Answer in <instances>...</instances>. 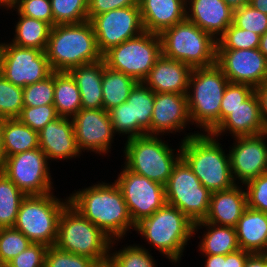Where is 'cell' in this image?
Listing matches in <instances>:
<instances>
[{"instance_id":"1","label":"cell","mask_w":267,"mask_h":267,"mask_svg":"<svg viewBox=\"0 0 267 267\" xmlns=\"http://www.w3.org/2000/svg\"><path fill=\"white\" fill-rule=\"evenodd\" d=\"M69 204L112 240L135 230L123 194L115 182H100L69 194Z\"/></svg>"},{"instance_id":"2","label":"cell","mask_w":267,"mask_h":267,"mask_svg":"<svg viewBox=\"0 0 267 267\" xmlns=\"http://www.w3.org/2000/svg\"><path fill=\"white\" fill-rule=\"evenodd\" d=\"M227 151L211 133H198L181 141V158L210 192L236 185Z\"/></svg>"},{"instance_id":"3","label":"cell","mask_w":267,"mask_h":267,"mask_svg":"<svg viewBox=\"0 0 267 267\" xmlns=\"http://www.w3.org/2000/svg\"><path fill=\"white\" fill-rule=\"evenodd\" d=\"M193 226L194 223L177 207L166 203L137 223L134 231L175 266L180 264L188 241L193 238Z\"/></svg>"},{"instance_id":"4","label":"cell","mask_w":267,"mask_h":267,"mask_svg":"<svg viewBox=\"0 0 267 267\" xmlns=\"http://www.w3.org/2000/svg\"><path fill=\"white\" fill-rule=\"evenodd\" d=\"M45 52L52 71L56 72H69L74 67L102 59L89 20L53 26Z\"/></svg>"},{"instance_id":"5","label":"cell","mask_w":267,"mask_h":267,"mask_svg":"<svg viewBox=\"0 0 267 267\" xmlns=\"http://www.w3.org/2000/svg\"><path fill=\"white\" fill-rule=\"evenodd\" d=\"M228 83L216 63L192 69L187 103L191 123L200 129V133H211L220 124L221 101Z\"/></svg>"},{"instance_id":"6","label":"cell","mask_w":267,"mask_h":267,"mask_svg":"<svg viewBox=\"0 0 267 267\" xmlns=\"http://www.w3.org/2000/svg\"><path fill=\"white\" fill-rule=\"evenodd\" d=\"M170 145L162 136L157 135L125 140L122 148L125 159L123 165L130 171L165 186L174 165L181 158V141L177 149Z\"/></svg>"},{"instance_id":"7","label":"cell","mask_w":267,"mask_h":267,"mask_svg":"<svg viewBox=\"0 0 267 267\" xmlns=\"http://www.w3.org/2000/svg\"><path fill=\"white\" fill-rule=\"evenodd\" d=\"M160 38L166 58L181 61L192 69L216 63L217 41L187 19L165 29Z\"/></svg>"},{"instance_id":"8","label":"cell","mask_w":267,"mask_h":267,"mask_svg":"<svg viewBox=\"0 0 267 267\" xmlns=\"http://www.w3.org/2000/svg\"><path fill=\"white\" fill-rule=\"evenodd\" d=\"M54 195V192L29 195L20 204L14 228L21 231L32 243L47 247L56 243L59 217L69 203V198L68 195L63 199Z\"/></svg>"},{"instance_id":"9","label":"cell","mask_w":267,"mask_h":267,"mask_svg":"<svg viewBox=\"0 0 267 267\" xmlns=\"http://www.w3.org/2000/svg\"><path fill=\"white\" fill-rule=\"evenodd\" d=\"M112 239L69 203L62 210L55 246L63 251L101 260L109 256Z\"/></svg>"},{"instance_id":"10","label":"cell","mask_w":267,"mask_h":267,"mask_svg":"<svg viewBox=\"0 0 267 267\" xmlns=\"http://www.w3.org/2000/svg\"><path fill=\"white\" fill-rule=\"evenodd\" d=\"M162 56L159 34L143 32L110 48L102 55L105 66L143 82L156 61Z\"/></svg>"},{"instance_id":"11","label":"cell","mask_w":267,"mask_h":267,"mask_svg":"<svg viewBox=\"0 0 267 267\" xmlns=\"http://www.w3.org/2000/svg\"><path fill=\"white\" fill-rule=\"evenodd\" d=\"M211 193L182 158L174 165L165 184L166 203L177 207L194 224L205 219Z\"/></svg>"},{"instance_id":"12","label":"cell","mask_w":267,"mask_h":267,"mask_svg":"<svg viewBox=\"0 0 267 267\" xmlns=\"http://www.w3.org/2000/svg\"><path fill=\"white\" fill-rule=\"evenodd\" d=\"M50 162L40 148L5 158L2 172L26 195L54 192Z\"/></svg>"},{"instance_id":"13","label":"cell","mask_w":267,"mask_h":267,"mask_svg":"<svg viewBox=\"0 0 267 267\" xmlns=\"http://www.w3.org/2000/svg\"><path fill=\"white\" fill-rule=\"evenodd\" d=\"M8 42H0V73L9 82L24 88L53 72L45 51Z\"/></svg>"},{"instance_id":"14","label":"cell","mask_w":267,"mask_h":267,"mask_svg":"<svg viewBox=\"0 0 267 267\" xmlns=\"http://www.w3.org/2000/svg\"><path fill=\"white\" fill-rule=\"evenodd\" d=\"M153 109L154 91L143 82H137L127 101L108 111L115 134L127 140L151 135Z\"/></svg>"},{"instance_id":"15","label":"cell","mask_w":267,"mask_h":267,"mask_svg":"<svg viewBox=\"0 0 267 267\" xmlns=\"http://www.w3.org/2000/svg\"><path fill=\"white\" fill-rule=\"evenodd\" d=\"M114 182L120 188L134 225L166 204L165 186L136 174L123 164Z\"/></svg>"},{"instance_id":"16","label":"cell","mask_w":267,"mask_h":267,"mask_svg":"<svg viewBox=\"0 0 267 267\" xmlns=\"http://www.w3.org/2000/svg\"><path fill=\"white\" fill-rule=\"evenodd\" d=\"M100 53L144 32L140 6H128L96 15L90 20Z\"/></svg>"},{"instance_id":"17","label":"cell","mask_w":267,"mask_h":267,"mask_svg":"<svg viewBox=\"0 0 267 267\" xmlns=\"http://www.w3.org/2000/svg\"><path fill=\"white\" fill-rule=\"evenodd\" d=\"M77 146L81 153H111L114 137L110 115L104 109H80L72 118Z\"/></svg>"},{"instance_id":"18","label":"cell","mask_w":267,"mask_h":267,"mask_svg":"<svg viewBox=\"0 0 267 267\" xmlns=\"http://www.w3.org/2000/svg\"><path fill=\"white\" fill-rule=\"evenodd\" d=\"M266 140L267 132L233 139L228 153L232 177L236 184L244 185L267 172Z\"/></svg>"},{"instance_id":"19","label":"cell","mask_w":267,"mask_h":267,"mask_svg":"<svg viewBox=\"0 0 267 267\" xmlns=\"http://www.w3.org/2000/svg\"><path fill=\"white\" fill-rule=\"evenodd\" d=\"M216 64L230 83L257 87L267 80V58L254 49H217Z\"/></svg>"},{"instance_id":"20","label":"cell","mask_w":267,"mask_h":267,"mask_svg":"<svg viewBox=\"0 0 267 267\" xmlns=\"http://www.w3.org/2000/svg\"><path fill=\"white\" fill-rule=\"evenodd\" d=\"M192 126L187 103V95L178 93H155L154 109L151 117V135L163 136L184 133L185 140L200 133L198 130L187 133ZM186 130V131H185ZM186 132V133H185Z\"/></svg>"},{"instance_id":"21","label":"cell","mask_w":267,"mask_h":267,"mask_svg":"<svg viewBox=\"0 0 267 267\" xmlns=\"http://www.w3.org/2000/svg\"><path fill=\"white\" fill-rule=\"evenodd\" d=\"M38 138L39 148L50 163L61 160L68 162L67 160H75L83 156L77 146L71 118L59 116L49 122L38 132Z\"/></svg>"},{"instance_id":"22","label":"cell","mask_w":267,"mask_h":267,"mask_svg":"<svg viewBox=\"0 0 267 267\" xmlns=\"http://www.w3.org/2000/svg\"><path fill=\"white\" fill-rule=\"evenodd\" d=\"M234 11L224 0H186V19L216 41L233 23Z\"/></svg>"},{"instance_id":"23","label":"cell","mask_w":267,"mask_h":267,"mask_svg":"<svg viewBox=\"0 0 267 267\" xmlns=\"http://www.w3.org/2000/svg\"><path fill=\"white\" fill-rule=\"evenodd\" d=\"M260 104L254 92L247 100L238 107L231 110V113L211 132L216 137L231 135V138L252 136L264 133ZM228 134V135H227Z\"/></svg>"},{"instance_id":"24","label":"cell","mask_w":267,"mask_h":267,"mask_svg":"<svg viewBox=\"0 0 267 267\" xmlns=\"http://www.w3.org/2000/svg\"><path fill=\"white\" fill-rule=\"evenodd\" d=\"M192 68L163 55L156 61L143 83L155 93L187 95Z\"/></svg>"},{"instance_id":"25","label":"cell","mask_w":267,"mask_h":267,"mask_svg":"<svg viewBox=\"0 0 267 267\" xmlns=\"http://www.w3.org/2000/svg\"><path fill=\"white\" fill-rule=\"evenodd\" d=\"M244 185L236 184L230 189L211 193L208 213L203 221L235 227L247 208Z\"/></svg>"},{"instance_id":"26","label":"cell","mask_w":267,"mask_h":267,"mask_svg":"<svg viewBox=\"0 0 267 267\" xmlns=\"http://www.w3.org/2000/svg\"><path fill=\"white\" fill-rule=\"evenodd\" d=\"M145 32L161 34L186 19V0H139Z\"/></svg>"},{"instance_id":"27","label":"cell","mask_w":267,"mask_h":267,"mask_svg":"<svg viewBox=\"0 0 267 267\" xmlns=\"http://www.w3.org/2000/svg\"><path fill=\"white\" fill-rule=\"evenodd\" d=\"M200 229L204 231L202 237L198 236L201 240L197 247L201 255H226L240 249L235 227L197 222L193 226L194 237Z\"/></svg>"},{"instance_id":"28","label":"cell","mask_w":267,"mask_h":267,"mask_svg":"<svg viewBox=\"0 0 267 267\" xmlns=\"http://www.w3.org/2000/svg\"><path fill=\"white\" fill-rule=\"evenodd\" d=\"M103 59L72 68L69 73L76 81L81 95L82 109H103Z\"/></svg>"},{"instance_id":"29","label":"cell","mask_w":267,"mask_h":267,"mask_svg":"<svg viewBox=\"0 0 267 267\" xmlns=\"http://www.w3.org/2000/svg\"><path fill=\"white\" fill-rule=\"evenodd\" d=\"M235 230L240 249L261 253L267 243V213L247 207Z\"/></svg>"},{"instance_id":"30","label":"cell","mask_w":267,"mask_h":267,"mask_svg":"<svg viewBox=\"0 0 267 267\" xmlns=\"http://www.w3.org/2000/svg\"><path fill=\"white\" fill-rule=\"evenodd\" d=\"M2 140L5 158L39 148L38 131L31 129L18 118L2 119Z\"/></svg>"},{"instance_id":"31","label":"cell","mask_w":267,"mask_h":267,"mask_svg":"<svg viewBox=\"0 0 267 267\" xmlns=\"http://www.w3.org/2000/svg\"><path fill=\"white\" fill-rule=\"evenodd\" d=\"M15 13L18 20L15 21L14 38L9 39L10 43L45 51L52 27L44 21L21 15L17 11Z\"/></svg>"},{"instance_id":"32","label":"cell","mask_w":267,"mask_h":267,"mask_svg":"<svg viewBox=\"0 0 267 267\" xmlns=\"http://www.w3.org/2000/svg\"><path fill=\"white\" fill-rule=\"evenodd\" d=\"M57 114L72 118L82 108L76 81L69 72L54 71V102Z\"/></svg>"},{"instance_id":"33","label":"cell","mask_w":267,"mask_h":267,"mask_svg":"<svg viewBox=\"0 0 267 267\" xmlns=\"http://www.w3.org/2000/svg\"><path fill=\"white\" fill-rule=\"evenodd\" d=\"M136 83L132 77L105 66L102 74L103 109L109 111L126 102Z\"/></svg>"},{"instance_id":"34","label":"cell","mask_w":267,"mask_h":267,"mask_svg":"<svg viewBox=\"0 0 267 267\" xmlns=\"http://www.w3.org/2000/svg\"><path fill=\"white\" fill-rule=\"evenodd\" d=\"M121 239L112 240L110 245L109 256L113 260L116 267H157L156 259L151 254V250L145 248V244L137 243L124 244L123 248H115ZM116 243V244H115ZM116 249V250H115ZM156 262V263H155Z\"/></svg>"},{"instance_id":"35","label":"cell","mask_w":267,"mask_h":267,"mask_svg":"<svg viewBox=\"0 0 267 267\" xmlns=\"http://www.w3.org/2000/svg\"><path fill=\"white\" fill-rule=\"evenodd\" d=\"M26 195L0 171V228L14 227Z\"/></svg>"},{"instance_id":"36","label":"cell","mask_w":267,"mask_h":267,"mask_svg":"<svg viewBox=\"0 0 267 267\" xmlns=\"http://www.w3.org/2000/svg\"><path fill=\"white\" fill-rule=\"evenodd\" d=\"M54 26L88 20V0H50Z\"/></svg>"},{"instance_id":"37","label":"cell","mask_w":267,"mask_h":267,"mask_svg":"<svg viewBox=\"0 0 267 267\" xmlns=\"http://www.w3.org/2000/svg\"><path fill=\"white\" fill-rule=\"evenodd\" d=\"M23 107V88L0 73V120L18 118Z\"/></svg>"},{"instance_id":"38","label":"cell","mask_w":267,"mask_h":267,"mask_svg":"<svg viewBox=\"0 0 267 267\" xmlns=\"http://www.w3.org/2000/svg\"><path fill=\"white\" fill-rule=\"evenodd\" d=\"M31 241L14 227L0 228V266L4 267L31 245Z\"/></svg>"},{"instance_id":"39","label":"cell","mask_w":267,"mask_h":267,"mask_svg":"<svg viewBox=\"0 0 267 267\" xmlns=\"http://www.w3.org/2000/svg\"><path fill=\"white\" fill-rule=\"evenodd\" d=\"M260 37V35L250 30L239 29L232 23L217 40V49L259 48Z\"/></svg>"},{"instance_id":"40","label":"cell","mask_w":267,"mask_h":267,"mask_svg":"<svg viewBox=\"0 0 267 267\" xmlns=\"http://www.w3.org/2000/svg\"><path fill=\"white\" fill-rule=\"evenodd\" d=\"M54 102V71L44 80L23 88V106L39 107Z\"/></svg>"},{"instance_id":"41","label":"cell","mask_w":267,"mask_h":267,"mask_svg":"<svg viewBox=\"0 0 267 267\" xmlns=\"http://www.w3.org/2000/svg\"><path fill=\"white\" fill-rule=\"evenodd\" d=\"M233 24L239 29L262 36L267 31V14L254 9L250 4L244 5L234 10Z\"/></svg>"},{"instance_id":"42","label":"cell","mask_w":267,"mask_h":267,"mask_svg":"<svg viewBox=\"0 0 267 267\" xmlns=\"http://www.w3.org/2000/svg\"><path fill=\"white\" fill-rule=\"evenodd\" d=\"M254 92L255 88L251 85L229 82L221 101L220 123L231 113V110L247 100Z\"/></svg>"},{"instance_id":"43","label":"cell","mask_w":267,"mask_h":267,"mask_svg":"<svg viewBox=\"0 0 267 267\" xmlns=\"http://www.w3.org/2000/svg\"><path fill=\"white\" fill-rule=\"evenodd\" d=\"M58 117L55 106L50 104L39 107H23L18 119L39 132L46 124Z\"/></svg>"},{"instance_id":"44","label":"cell","mask_w":267,"mask_h":267,"mask_svg":"<svg viewBox=\"0 0 267 267\" xmlns=\"http://www.w3.org/2000/svg\"><path fill=\"white\" fill-rule=\"evenodd\" d=\"M8 10L17 11L21 15L44 21L51 27L54 26L50 0H20L13 7L6 9Z\"/></svg>"},{"instance_id":"45","label":"cell","mask_w":267,"mask_h":267,"mask_svg":"<svg viewBox=\"0 0 267 267\" xmlns=\"http://www.w3.org/2000/svg\"><path fill=\"white\" fill-rule=\"evenodd\" d=\"M93 262V259L60 250L54 245L47 248L44 267H90Z\"/></svg>"},{"instance_id":"46","label":"cell","mask_w":267,"mask_h":267,"mask_svg":"<svg viewBox=\"0 0 267 267\" xmlns=\"http://www.w3.org/2000/svg\"><path fill=\"white\" fill-rule=\"evenodd\" d=\"M247 207L267 213V172L244 184Z\"/></svg>"},{"instance_id":"47","label":"cell","mask_w":267,"mask_h":267,"mask_svg":"<svg viewBox=\"0 0 267 267\" xmlns=\"http://www.w3.org/2000/svg\"><path fill=\"white\" fill-rule=\"evenodd\" d=\"M47 246L40 243H31L30 246L4 267H44Z\"/></svg>"},{"instance_id":"48","label":"cell","mask_w":267,"mask_h":267,"mask_svg":"<svg viewBox=\"0 0 267 267\" xmlns=\"http://www.w3.org/2000/svg\"><path fill=\"white\" fill-rule=\"evenodd\" d=\"M139 5V0H88V20L114 9Z\"/></svg>"},{"instance_id":"49","label":"cell","mask_w":267,"mask_h":267,"mask_svg":"<svg viewBox=\"0 0 267 267\" xmlns=\"http://www.w3.org/2000/svg\"><path fill=\"white\" fill-rule=\"evenodd\" d=\"M255 93L260 104V113L265 131L267 132V80L255 87Z\"/></svg>"},{"instance_id":"50","label":"cell","mask_w":267,"mask_h":267,"mask_svg":"<svg viewBox=\"0 0 267 267\" xmlns=\"http://www.w3.org/2000/svg\"><path fill=\"white\" fill-rule=\"evenodd\" d=\"M250 254L242 249L226 254V267H244Z\"/></svg>"},{"instance_id":"51","label":"cell","mask_w":267,"mask_h":267,"mask_svg":"<svg viewBox=\"0 0 267 267\" xmlns=\"http://www.w3.org/2000/svg\"><path fill=\"white\" fill-rule=\"evenodd\" d=\"M204 256L205 262L204 267H226V255H202Z\"/></svg>"},{"instance_id":"52","label":"cell","mask_w":267,"mask_h":267,"mask_svg":"<svg viewBox=\"0 0 267 267\" xmlns=\"http://www.w3.org/2000/svg\"><path fill=\"white\" fill-rule=\"evenodd\" d=\"M244 267H267V260L260 253L250 254Z\"/></svg>"},{"instance_id":"53","label":"cell","mask_w":267,"mask_h":267,"mask_svg":"<svg viewBox=\"0 0 267 267\" xmlns=\"http://www.w3.org/2000/svg\"><path fill=\"white\" fill-rule=\"evenodd\" d=\"M90 267H116L110 256L101 260H95Z\"/></svg>"},{"instance_id":"54","label":"cell","mask_w":267,"mask_h":267,"mask_svg":"<svg viewBox=\"0 0 267 267\" xmlns=\"http://www.w3.org/2000/svg\"><path fill=\"white\" fill-rule=\"evenodd\" d=\"M225 3L234 11L240 9L244 5L250 4L251 0H224Z\"/></svg>"},{"instance_id":"55","label":"cell","mask_w":267,"mask_h":267,"mask_svg":"<svg viewBox=\"0 0 267 267\" xmlns=\"http://www.w3.org/2000/svg\"><path fill=\"white\" fill-rule=\"evenodd\" d=\"M250 5L260 12L267 14V0H251Z\"/></svg>"},{"instance_id":"56","label":"cell","mask_w":267,"mask_h":267,"mask_svg":"<svg viewBox=\"0 0 267 267\" xmlns=\"http://www.w3.org/2000/svg\"><path fill=\"white\" fill-rule=\"evenodd\" d=\"M259 51L267 58V31L260 37Z\"/></svg>"},{"instance_id":"57","label":"cell","mask_w":267,"mask_h":267,"mask_svg":"<svg viewBox=\"0 0 267 267\" xmlns=\"http://www.w3.org/2000/svg\"><path fill=\"white\" fill-rule=\"evenodd\" d=\"M4 161H5V154H4L3 140H2V120H0V171L2 170Z\"/></svg>"},{"instance_id":"58","label":"cell","mask_w":267,"mask_h":267,"mask_svg":"<svg viewBox=\"0 0 267 267\" xmlns=\"http://www.w3.org/2000/svg\"><path fill=\"white\" fill-rule=\"evenodd\" d=\"M19 1L20 0H0V9L5 11L6 9L13 7Z\"/></svg>"},{"instance_id":"59","label":"cell","mask_w":267,"mask_h":267,"mask_svg":"<svg viewBox=\"0 0 267 267\" xmlns=\"http://www.w3.org/2000/svg\"><path fill=\"white\" fill-rule=\"evenodd\" d=\"M260 254L267 260V243Z\"/></svg>"}]
</instances>
